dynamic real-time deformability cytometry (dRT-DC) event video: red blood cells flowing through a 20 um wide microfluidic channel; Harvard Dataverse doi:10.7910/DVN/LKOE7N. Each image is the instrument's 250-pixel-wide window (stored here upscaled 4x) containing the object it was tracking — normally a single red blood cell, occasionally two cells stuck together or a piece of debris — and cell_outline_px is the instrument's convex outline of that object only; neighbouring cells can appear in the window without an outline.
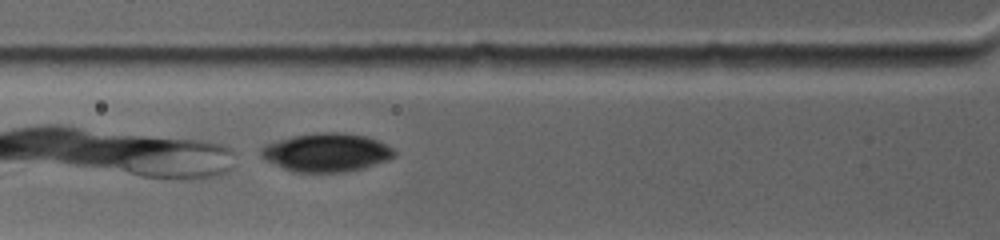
{"species": "common noctule bat (a hibernating species)", "species_latin": "Nyctalus noctula", "temperature_condition": "warm", "stored_images_in_passage": 5, "camera_frame_rate_fps": 4500, "um_per_image_px": 0.085, "animal": {"sex": "female", "body_mass_g": 19.0, "forearm_length_mm": 53.3}, "frame": {"image": 1, "passage_image": 3, "time_ms": 0.889, "image_size_px": [1000, 240], "cell_outline_px": [[396, 156], [388, 160], [360, 168], [344, 172], [292, 172], [264, 160], [260, 156], [260, 148], [264, 144], [276, 140], [292, 136], [320, 132], [336, 132], [368, 136], [392, 148], [396, 152]], "centroid_in_image_um": [27.69, 12.95], "position_along_channel_um": 98.1, "area_um2": 29.94}}